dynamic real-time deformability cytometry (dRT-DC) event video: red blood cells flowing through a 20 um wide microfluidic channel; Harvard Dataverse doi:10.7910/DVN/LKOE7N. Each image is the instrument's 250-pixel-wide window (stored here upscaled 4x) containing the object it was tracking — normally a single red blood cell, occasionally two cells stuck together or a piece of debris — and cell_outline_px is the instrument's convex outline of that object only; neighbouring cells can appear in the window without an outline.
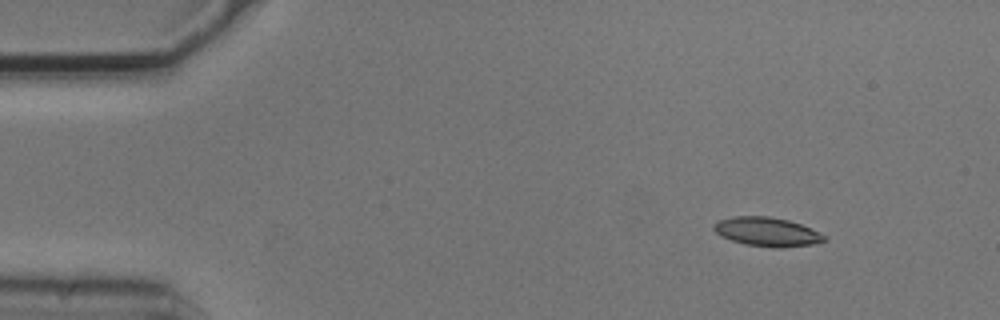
{"species": "common noctule bat (a hibernating species)", "species_latin": "Nyctalus noctula", "temperature_condition": "cold", "stored_images_in_passage": 9, "camera_frame_rate_fps": 3000, "um_per_image_px": 0.085, "animal": {"sex": "male", "body_mass_g": 20.5, "forearm_length_mm": 52.5}, "frame": {"image": 1, "passage_image": 1, "time_ms": 0.0, "image_size_px": [1000, 320], "cell_outline_px": [[828, 240], [816, 244], [780, 248], [772, 248], [744, 244], [720, 236], [712, 228], [712, 224], [720, 220], [732, 216], [768, 216], [788, 220], [812, 228], [828, 236]], "centroid_in_image_um": [65.24, 19.71], "position_along_channel_um": 19.8, "area_um2": 19.02}}
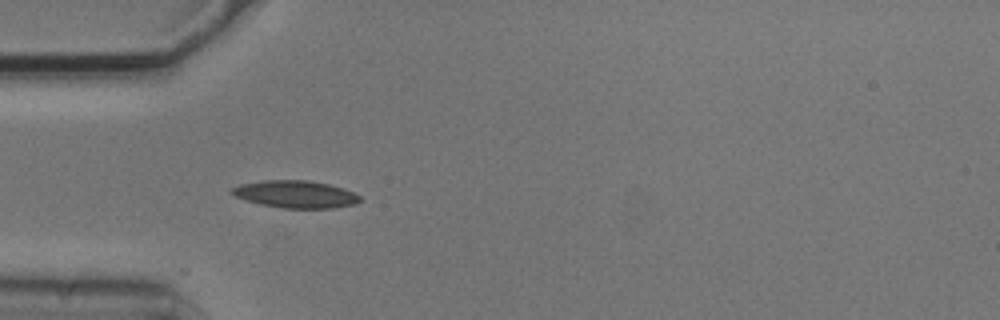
{"frame": {"image": 2, "passage_image": 4, "time_ms": 1.0, "image_size_px": [1000, 320], "cell_outline_px": [[360, 200], [356, 204], [332, 208], [284, 208], [260, 204], [236, 196], [228, 192], [228, 188], [240, 184], [264, 180], [308, 180], [328, 184], [344, 188], [360, 196]], "centroid_in_image_um": [25.09, 16.5], "position_along_channel_um": 59.9, "area_um2": 20.4}}
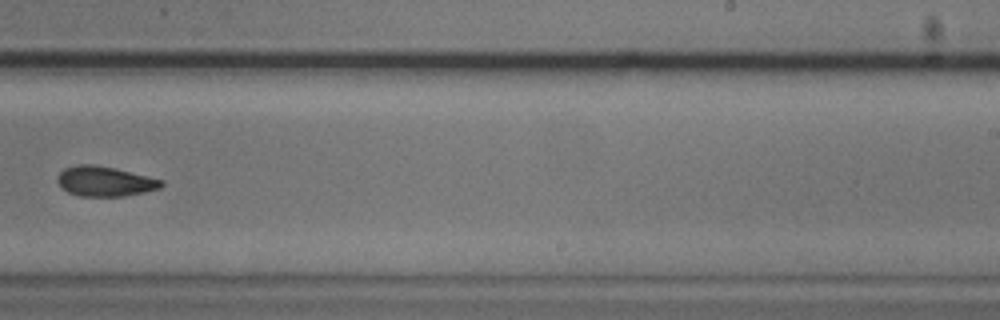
{"frame": {"image": 3, "passage_image": 9, "time_ms": 2.667, "image_size_px": [1000, 320], "cell_outline_px": [[164, 184], [160, 188], [144, 192], [124, 196], [80, 196], [68, 192], [56, 180], [60, 172], [64, 168], [76, 164], [92, 164], [112, 168], [164, 180]], "centroid_in_image_um": [8.91, 15.41], "position_along_channel_um": 280.1, "area_um2": 17.92}}